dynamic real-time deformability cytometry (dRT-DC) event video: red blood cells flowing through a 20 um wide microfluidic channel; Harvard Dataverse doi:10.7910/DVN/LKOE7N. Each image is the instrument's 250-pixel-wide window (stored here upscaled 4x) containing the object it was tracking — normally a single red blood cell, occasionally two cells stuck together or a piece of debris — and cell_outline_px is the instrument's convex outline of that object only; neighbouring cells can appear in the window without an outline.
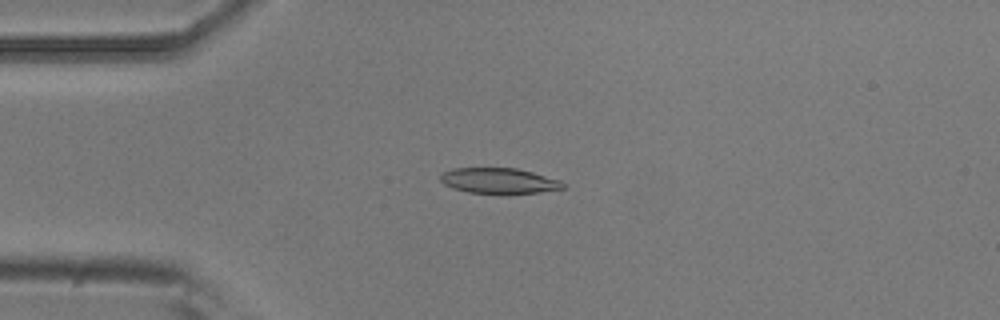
{"species": "common noctule bat (a hibernating species)", "species_latin": "Nyctalus noctula", "temperature_condition": "room temperature", "stored_images_in_passage": 9, "camera_frame_rate_fps": 3000, "um_per_image_px": 0.085, "animal": {"sex": "male", "body_mass_g": 20.5, "forearm_length_mm": 52.5}, "frame": {"image": 1, "passage_image": 4, "time_ms": 1.0, "image_size_px": [1000, 320], "cell_outline_px": [[564, 188], [540, 192], [508, 196], [468, 192], [452, 188], [444, 184], [440, 180], [440, 176], [444, 172], [452, 168], [516, 168], [532, 172], [560, 180], [564, 184]], "centroid_in_image_um": [42.41, 15.4], "position_along_channel_um": 42.6, "area_um2": 18.79}}
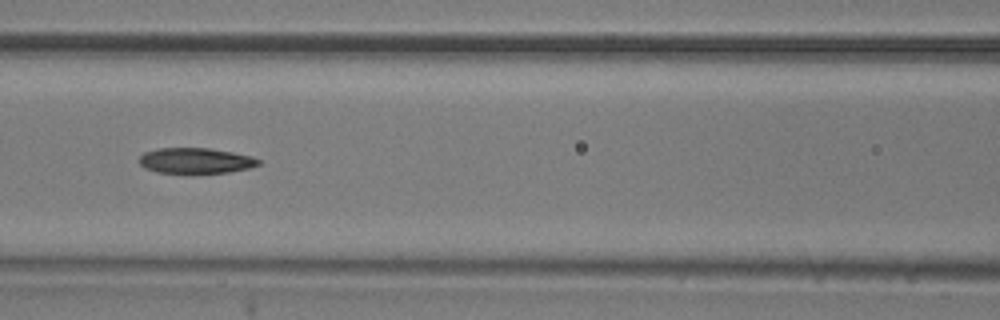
{"frame": {"image": 2, "passage_image": 7, "time_ms": 2.0, "image_size_px": [1000, 320], "cell_outline_px": [[260, 164], [248, 168], [228, 172], [192, 176], [188, 176], [156, 172], [144, 168], [140, 164], [140, 156], [144, 152], [160, 148], [208, 148], [232, 152], [252, 156], [260, 160]], "centroid_in_image_um": [16.6, 13.71], "position_along_channel_um": 150.0, "area_um2": 18.55}}
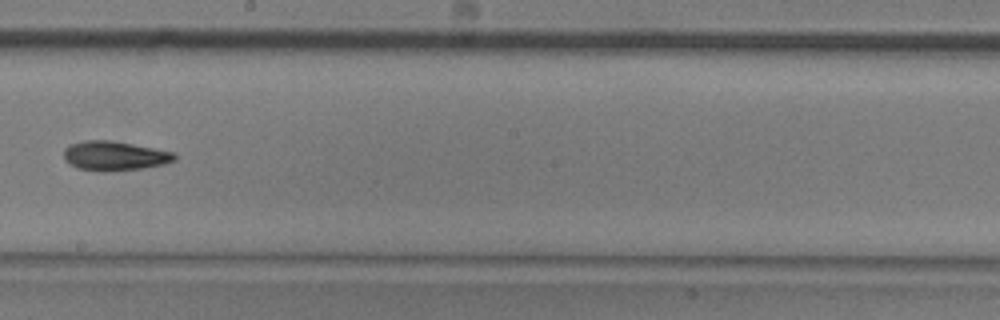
{"frame": {"image": 3, "passage_image": 9, "time_ms": 2.667, "image_size_px": [1000, 320], "cell_outline_px": [[176, 160], [164, 164], [144, 168], [108, 172], [100, 172], [76, 168], [68, 164], [64, 160], [64, 148], [68, 144], [84, 140], [108, 140], [132, 144], [172, 152], [176, 156]], "centroid_in_image_um": [9.67, 13.26], "position_along_channel_um": 238.5, "area_um2": 19.19}}